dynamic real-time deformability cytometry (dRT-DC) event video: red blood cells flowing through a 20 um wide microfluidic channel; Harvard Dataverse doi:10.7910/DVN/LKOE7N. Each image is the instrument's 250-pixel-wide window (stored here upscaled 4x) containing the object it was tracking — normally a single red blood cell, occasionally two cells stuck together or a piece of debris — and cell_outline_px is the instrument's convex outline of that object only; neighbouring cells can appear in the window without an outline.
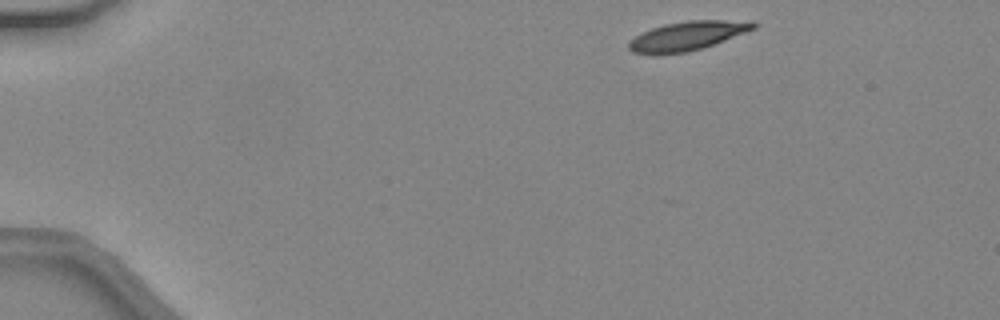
{"species": "common noctule bat (a hibernating species)", "species_latin": "Nyctalus noctula", "temperature_condition": "warm", "stored_images_in_passage": 41, "camera_frame_rate_fps": 3000, "um_per_image_px": 0.085, "animal": {"sex": "female", "body_mass_g": 24.6, "forearm_length_mm": 56.2}, "frame": {"image": 1, "passage_image": 1, "time_ms": 0.0, "image_size_px": [1000, 320], "cell_outline_px": [[756, 28], [704, 48], [688, 52], [660, 56], [652, 56], [632, 52], [628, 48], [628, 40], [652, 28], [664, 24], [688, 20], [752, 20], [756, 24]], "centroid_in_image_um": [58.39, 3.08], "position_along_channel_um": 26.6, "area_um2": 21.62}}
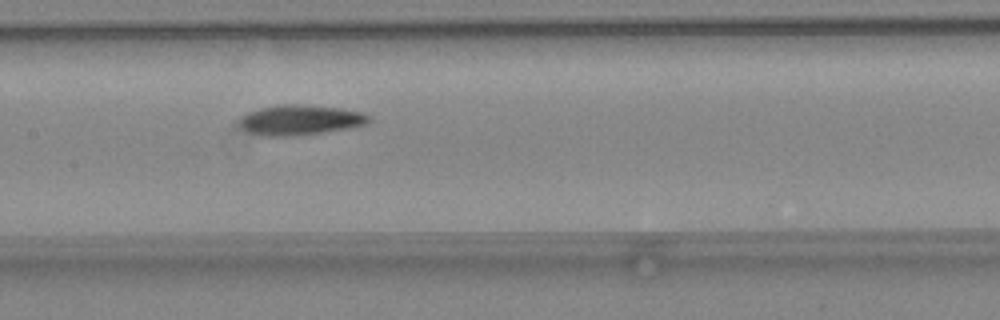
{"frame": {"image": 2, "passage_image": 18, "time_ms": 5.667, "image_size_px": [1000, 320], "cell_outline_px": [[372, 120], [368, 124], [356, 128], [300, 136], [260, 136], [248, 132], [240, 124], [240, 116], [248, 112], [260, 108], [284, 104], [296, 104], [336, 108], [364, 112], [372, 116]], "centroid_in_image_um": [25.6, 10.22], "position_along_channel_um": 181.8, "area_um2": 23.18}}
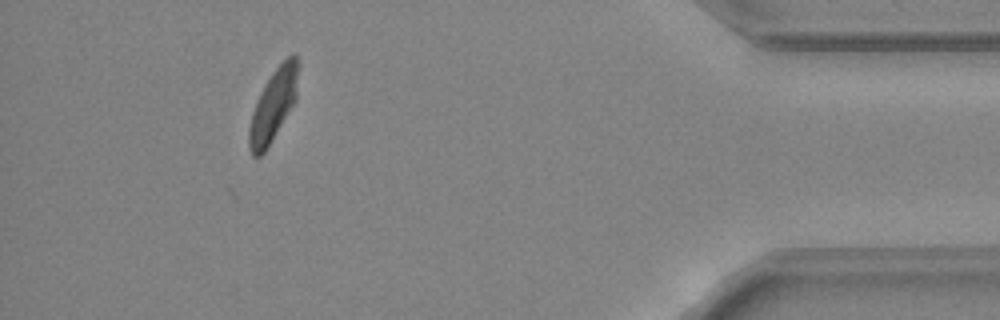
{"frame": {"image": 3, "passage_image": 37, "time_ms": 12.0, "image_size_px": [1000, 320], "cell_outline_px": [[300, 64], [296, 100], [264, 152], [260, 156], [252, 156], [248, 148], [248, 128], [252, 112], [260, 92], [264, 84], [272, 72], [292, 52], [296, 52]], "centroid_in_image_um": [23.25, 8.88], "position_along_channel_um": 412.0, "area_um2": 20.81}, "authors_computed_cell_mechanics": {"area_um2": 21.7906, "velocity_mm_per_s": 4.4089, "shape_relaxation_time_tau1_ms": 3.6471, "shape_relaxation_time_tau2_ms": 2.3475, "deformation_change_tau1": 0.1672, "deformation_change_tau2": 0.0756}}